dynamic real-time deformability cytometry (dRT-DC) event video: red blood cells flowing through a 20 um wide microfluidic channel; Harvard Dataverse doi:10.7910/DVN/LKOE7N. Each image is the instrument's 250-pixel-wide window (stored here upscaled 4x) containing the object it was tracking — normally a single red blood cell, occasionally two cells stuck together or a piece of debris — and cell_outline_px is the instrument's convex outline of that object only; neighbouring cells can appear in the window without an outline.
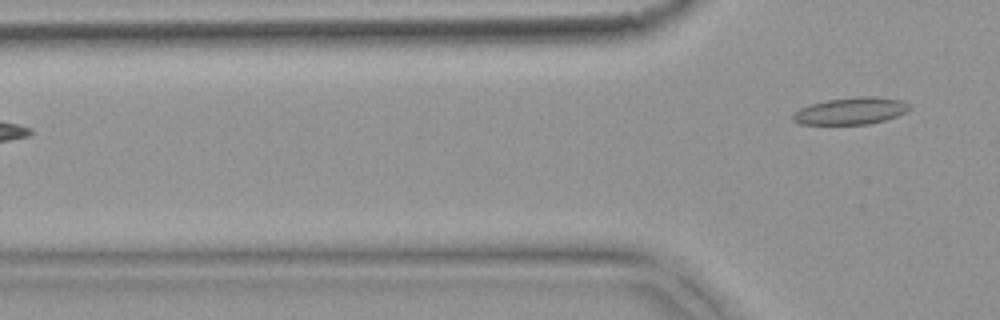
{"species": "common noctule bat (a hibernating species)", "species_latin": "Nyctalus noctula", "temperature_condition": "warm", "stored_images_in_passage": 6, "camera_frame_rate_fps": 3000, "um_per_image_px": 0.085, "animal": {"sex": "female", "body_mass_g": 18.4}, "frame": {"image": 1, "passage_image": 6, "time_ms": 1.667, "image_size_px": [1000, 320], "cell_outline_px": [[912, 108], [908, 112], [884, 120], [868, 124], [800, 124], [792, 120], [792, 116], [800, 108], [824, 100], [856, 96], [876, 96], [900, 100], [912, 104]], "centroid_in_image_um": [72.37, 9.41], "position_along_channel_um": 53.4, "area_um2": 18.5}}